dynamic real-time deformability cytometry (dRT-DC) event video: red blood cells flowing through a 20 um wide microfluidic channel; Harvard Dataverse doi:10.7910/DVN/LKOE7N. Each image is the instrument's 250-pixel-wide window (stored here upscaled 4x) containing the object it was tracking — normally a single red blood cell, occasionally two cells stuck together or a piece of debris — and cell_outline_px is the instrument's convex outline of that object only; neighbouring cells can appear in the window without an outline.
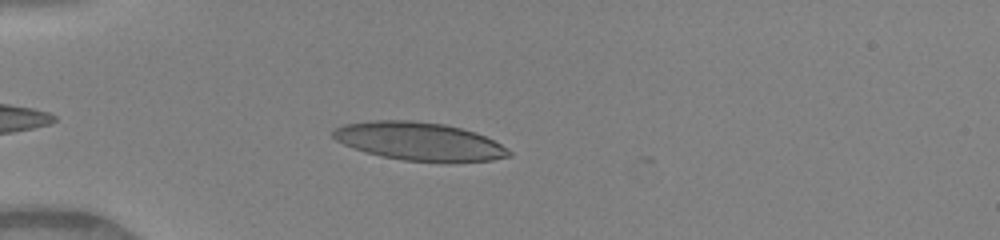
{"species": "human", "species_latin": "Homo sapiens", "temperature_condition": "warm", "stored_images_in_passage": 36, "camera_frame_rate_fps": 3000, "um_per_image_px": 0.085, "donor": {"sex": "female"}, "frame": {"image": 1, "passage_image": 5, "time_ms": 1.333, "image_size_px": [1000, 240], "cell_outline_px": [[512, 156], [492, 160], [404, 160], [380, 156], [364, 152], [352, 148], [336, 140], [332, 136], [332, 128], [344, 124], [376, 120], [408, 120], [444, 124], [460, 128], [484, 136], [500, 144], [512, 152]], "centroid_in_image_um": [35.55, 11.99], "position_along_channel_um": 49.5, "area_um2": 38.32}}
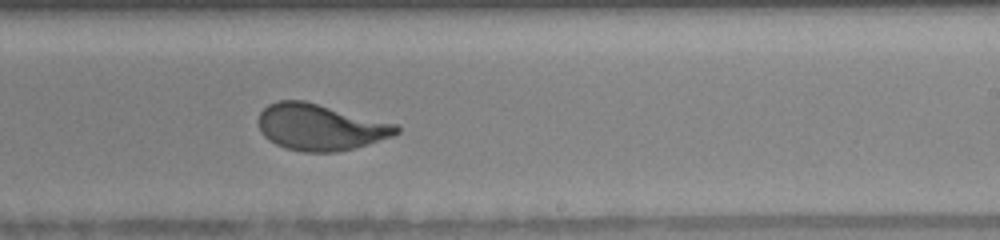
{"frame": {"image": 2, "passage_image": 22, "time_ms": 7.0, "image_size_px": [1000, 240], "cell_outline_px": [[400, 132], [392, 136], [368, 144], [336, 152], [304, 152], [284, 148], [268, 140], [260, 132], [260, 112], [268, 104], [280, 100], [304, 100], [396, 124], [400, 128]], "centroid_in_image_um": [27.2, 10.81], "position_along_channel_um": 261.8, "area_um2": 37.05}}
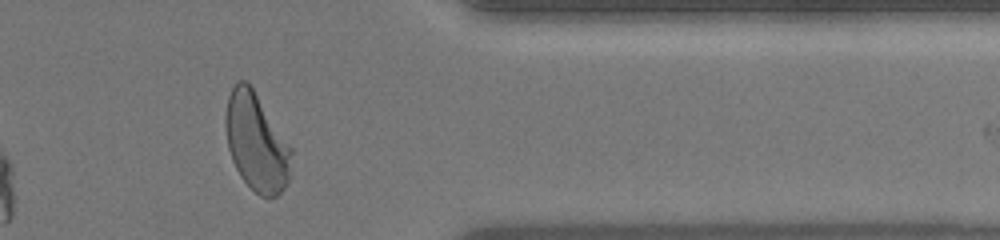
{"frame": {"image": 3, "passage_image": 32, "time_ms": 10.333, "image_size_px": [1000, 240], "cell_outline_px": [[292, 152], [288, 180], [284, 188], [276, 196], [268, 200], [260, 196], [240, 176], [232, 160], [228, 148], [224, 124], [224, 120], [228, 96], [232, 88], [240, 80], [248, 80], [292, 148]], "centroid_in_image_um": [21.78, 12.08], "position_along_channel_um": 389.6, "area_um2": 37.57}, "authors_computed_cell_mechanics": {"area_um2": 37.5989, "velocity_mm_per_s": 4.1353, "shape_relaxation_time_tau1_ms": 3.8757, "shape_relaxation_time_tau2_ms": null, "deformation_change_tau1": 0.207, "deformation_change_tau2": null}}